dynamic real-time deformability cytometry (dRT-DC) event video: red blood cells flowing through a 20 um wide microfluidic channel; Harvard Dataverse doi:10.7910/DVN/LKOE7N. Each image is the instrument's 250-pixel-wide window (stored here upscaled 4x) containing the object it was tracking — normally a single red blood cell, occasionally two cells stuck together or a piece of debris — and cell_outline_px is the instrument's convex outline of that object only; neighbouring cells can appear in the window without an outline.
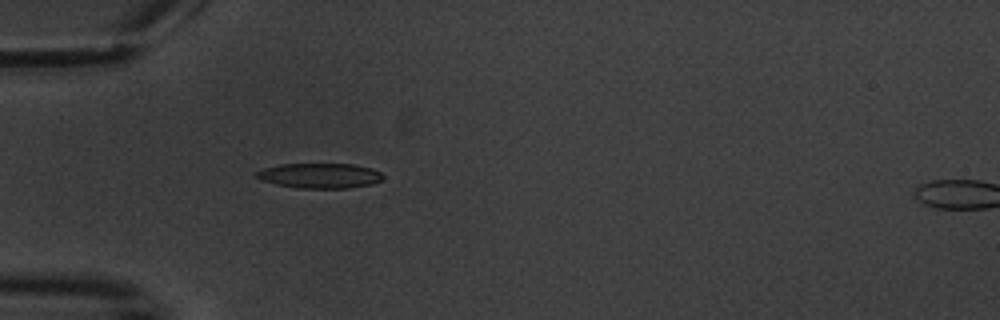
{"species": "common noctule bat (a hibernating species)", "species_latin": "Nyctalus noctula", "temperature_condition": "warm", "stored_images_in_passage": 7, "segment_of_instrument_passage": [1, 2], "camera_frame_rate_fps": 3000, "um_per_image_px": 0.085, "animal": {"sex": "male", "body_mass_g": 20.1, "forearm_length_mm": 53.5}, "frame": {"image": 1, "passage_image": 6, "time_ms": 7.0, "image_size_px": [1000, 320], "cell_outline_px": [[384, 176], [380, 180], [372, 184], [348, 188], [296, 188], [276, 184], [260, 180], [252, 176], [256, 172], [264, 168], [280, 164], [352, 164], [372, 168], [380, 172]], "centroid_in_image_um": [27.14, 14.93], "position_along_channel_um": 57.9, "area_um2": 18.55}}